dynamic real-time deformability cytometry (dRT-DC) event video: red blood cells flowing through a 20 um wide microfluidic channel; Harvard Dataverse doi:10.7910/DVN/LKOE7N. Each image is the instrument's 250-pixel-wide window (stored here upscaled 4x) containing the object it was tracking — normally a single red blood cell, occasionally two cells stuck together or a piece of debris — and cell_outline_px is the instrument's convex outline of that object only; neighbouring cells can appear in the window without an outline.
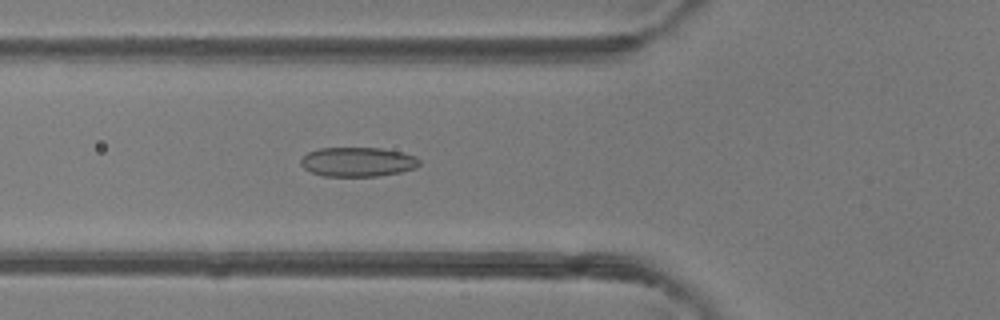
{"species": "common noctule bat (a hibernating species)", "species_latin": "Nyctalus noctula", "temperature_condition": "room temperature", "stored_images_in_passage": 49, "camera_frame_rate_fps": 3000, "um_per_image_px": 0.085, "animal": {"sex": "female"}, "frame": {"image": 1, "passage_image": 18, "time_ms": 5.667, "image_size_px": [1000, 320], "cell_outline_px": [[420, 164], [416, 168], [400, 172], [376, 176], [324, 176], [312, 172], [304, 168], [300, 164], [300, 160], [308, 152], [320, 148], [380, 148], [404, 152], [416, 156], [420, 160]], "centroid_in_image_um": [30.43, 13.75], "position_along_channel_um": 95.4, "area_um2": 20.35}}
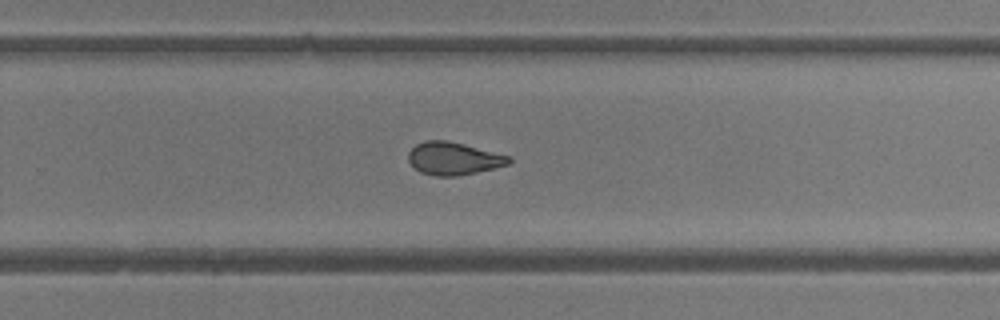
{"frame": {"image": 2, "passage_image": 32, "time_ms": 10.333, "image_size_px": [1000, 320], "cell_outline_px": [[512, 160], [508, 164], [476, 172], [456, 176], [436, 176], [420, 172], [408, 160], [408, 152], [416, 144], [424, 140], [448, 140], [512, 156]], "centroid_in_image_um": [38.55, 13.46], "position_along_channel_um": 291.3, "area_um2": 19.13}}
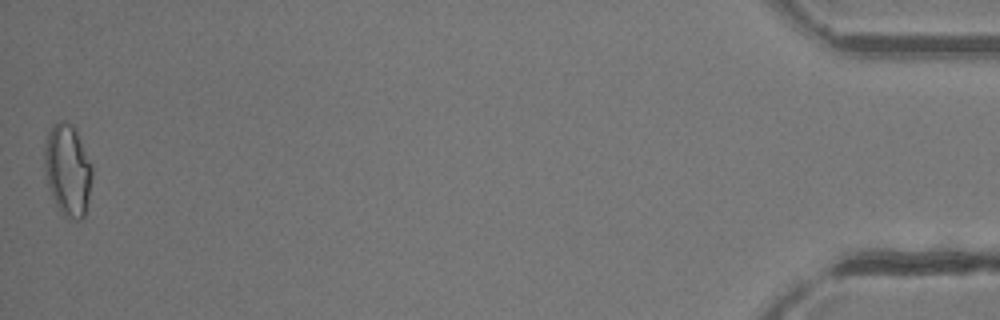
{"frame": {"image": 3, "passage_image": 49, "time_ms": 16.0, "image_size_px": [1000, 320], "cell_outline_px": [[92, 176], [88, 200], [84, 216], [80, 220], [68, 220], [60, 212], [56, 204], [48, 184], [44, 164], [44, 144], [48, 132], [52, 124], [60, 120], [64, 120], [72, 124], [76, 128], [92, 164]], "centroid_in_image_um": [5.76, 14.42], "position_along_channel_um": 429.4, "area_um2": 25.78}, "authors_computed_cell_mechanics": {"area_um2": 20.3456, "velocity_mm_per_s": 4.1932, "shape_relaxation_time_tau1_ms": 5.8304, "shape_relaxation_time_tau2_ms": 1.6233, "deformation_change_tau1": 0.1402, "deformation_change_tau2": 0.0723}}